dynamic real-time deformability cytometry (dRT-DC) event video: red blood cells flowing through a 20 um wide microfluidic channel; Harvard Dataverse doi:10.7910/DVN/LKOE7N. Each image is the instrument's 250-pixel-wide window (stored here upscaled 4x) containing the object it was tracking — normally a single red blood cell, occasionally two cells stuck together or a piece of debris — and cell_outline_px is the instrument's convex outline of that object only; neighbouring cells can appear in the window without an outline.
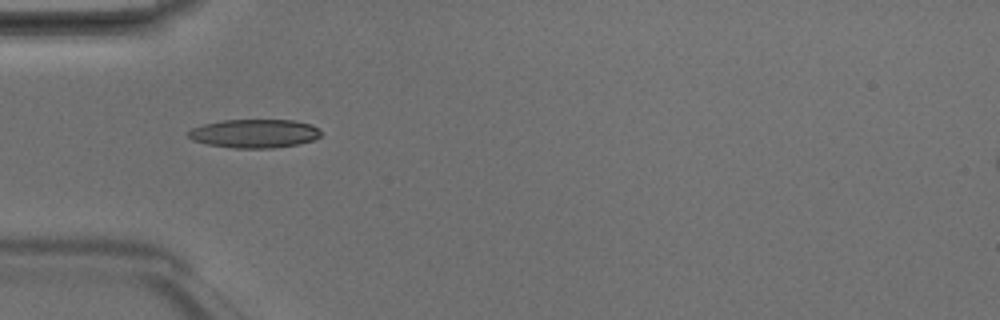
{"species": "Egyptian fruit bat (a non-hibernating species)", "species_latin": "Rousettus aegyptiacus", "temperature_condition": "room temperature", "stored_images_in_passage": 4, "camera_frame_rate_fps": 3000, "um_per_image_px": 0.085, "animal": {"sex": "male"}, "frame": {"image": 1, "passage_image": 4, "time_ms": 1.0, "image_size_px": [1000, 320], "cell_outline_px": [[320, 136], [312, 140], [296, 144], [272, 148], [236, 148], [208, 144], [192, 140], [188, 136], [188, 132], [192, 128], [204, 124], [224, 120], [296, 120], [312, 124], [320, 132]], "centroid_in_image_um": [21.62, 11.34], "position_along_channel_um": 63.4, "area_um2": 21.91}}